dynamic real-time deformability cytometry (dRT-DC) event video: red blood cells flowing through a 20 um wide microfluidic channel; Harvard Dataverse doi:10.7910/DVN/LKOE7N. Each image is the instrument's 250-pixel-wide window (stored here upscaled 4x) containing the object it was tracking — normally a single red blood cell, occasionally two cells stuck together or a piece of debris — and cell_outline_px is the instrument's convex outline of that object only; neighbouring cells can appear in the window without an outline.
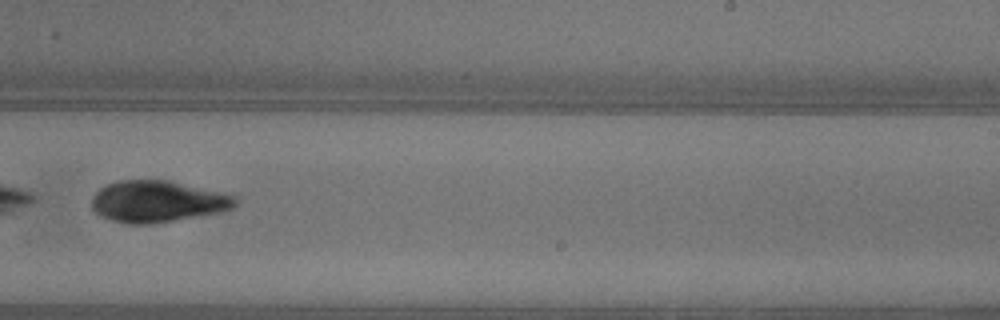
{"species": "common noctule bat (a hibernating species)", "species_latin": "Nyctalus noctula", "temperature_condition": "warm", "stored_images_in_passage": 35, "camera_frame_rate_fps": 3000, "um_per_image_px": 0.085, "animal": {"sex": "female"}, "frame": {"image": 1, "passage_image": 20, "time_ms": 6.333, "image_size_px": [1000, 320], "cell_outline_px": [[236, 204], [232, 208], [216, 212], [152, 224], [128, 224], [112, 220], [96, 212], [92, 208], [92, 196], [100, 188], [108, 184], [120, 180], [168, 180], [224, 192], [236, 196]], "centroid_in_image_um": [13.38, 17.11], "position_along_channel_um": 275.6, "area_um2": 34.45}}